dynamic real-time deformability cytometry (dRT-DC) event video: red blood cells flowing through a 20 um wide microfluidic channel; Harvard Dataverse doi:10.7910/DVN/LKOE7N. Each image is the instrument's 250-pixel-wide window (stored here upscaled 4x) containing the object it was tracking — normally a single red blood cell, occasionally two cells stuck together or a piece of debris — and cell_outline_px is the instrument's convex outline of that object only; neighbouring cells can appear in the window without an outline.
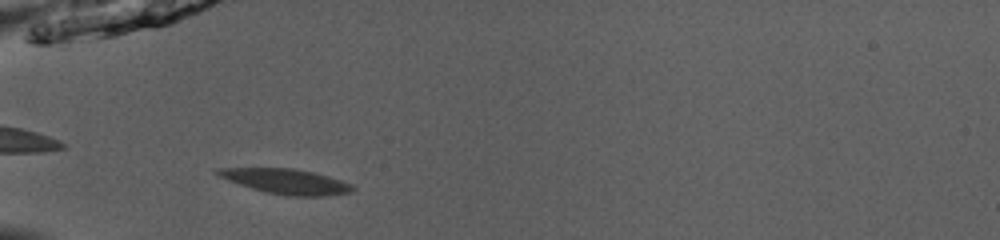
{"species": "common noctule bat (a hibernating species)", "species_latin": "Nyctalus noctula", "temperature_condition": "room temperature", "stored_images_in_passage": 36, "camera_frame_rate_fps": 3000, "um_per_image_px": 0.085, "animal": {"sex": "male", "body_mass_g": 13.0, "forearm_length_mm": 53.1}, "frame": {"image": 1, "passage_image": 2, "time_ms": 0.333, "image_size_px": [1000, 240], "cell_outline_px": [[356, 188], [352, 192], [328, 196], [292, 196], [264, 192], [228, 180], [212, 172], [216, 168], [296, 168], [328, 176], [352, 184]], "centroid_in_image_um": [24.34, 15.42], "position_along_channel_um": 60.7, "area_um2": 19.71}}
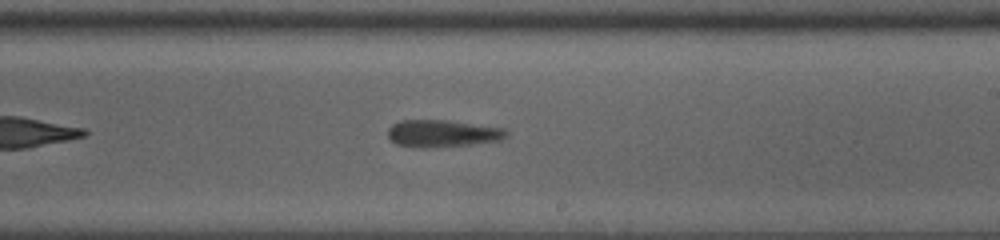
{"frame": {"image": 2, "passage_image": 17, "time_ms": 5.333, "image_size_px": [1000, 240], "cell_outline_px": [[508, 136], [500, 140], [472, 144], [424, 148], [420, 148], [396, 144], [388, 136], [388, 128], [392, 124], [400, 120], [448, 120], [504, 128], [508, 132]], "centroid_in_image_um": [37.6, 11.34], "position_along_channel_um": 251.4, "area_um2": 18.79}}
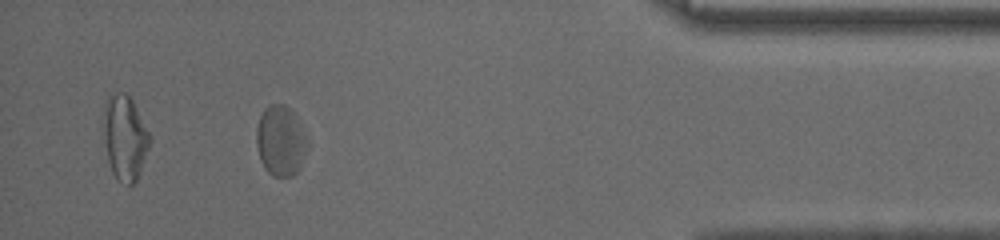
{"frame": {"image": 3, "passage_image": 32, "time_ms": 10.333, "image_size_px": [1000, 240], "cell_outline_px": [[308, 144], [300, 168], [292, 176], [272, 176], [264, 168], [260, 160], [256, 144], [256, 128], [260, 116], [264, 108], [268, 104], [284, 104], [296, 116], [308, 140]], "centroid_in_image_um": [23.84, 11.97], "position_along_channel_um": 411.4, "area_um2": 20.98}, "authors_computed_cell_mechanics": {"area_um2": 19.2763, "velocity_mm_per_s": 3.941, "shape_relaxation_time_tau1_ms": 2.9887, "shape_relaxation_time_tau2_ms": 2.7796, "deformation_change_tau1": 0.0809, "deformation_change_tau2": 0.1063}}